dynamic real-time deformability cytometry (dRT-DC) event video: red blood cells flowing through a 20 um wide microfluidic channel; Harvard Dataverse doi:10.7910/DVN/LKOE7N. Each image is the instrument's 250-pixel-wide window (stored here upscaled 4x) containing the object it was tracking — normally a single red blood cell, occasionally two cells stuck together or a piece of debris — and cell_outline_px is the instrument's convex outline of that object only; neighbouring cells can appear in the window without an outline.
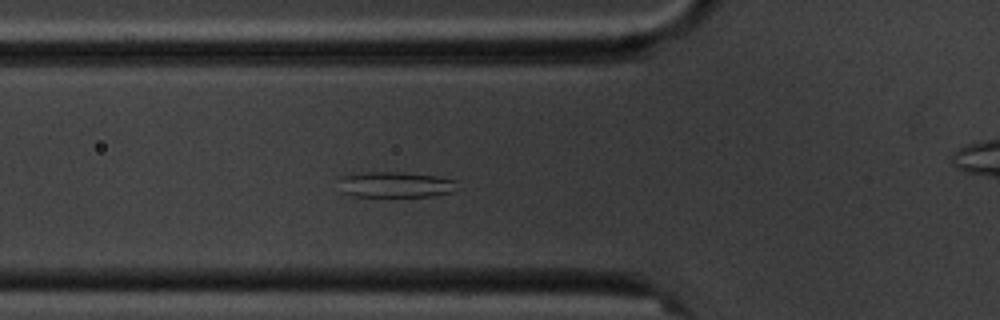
{"species": "common noctule bat (a hibernating species)", "species_latin": "Nyctalus noctula", "temperature_condition": "cold", "stored_images_in_passage": 6, "camera_frame_rate_fps": 3000, "um_per_image_px": 0.085, "animal": {"sex": "male", "body_mass_g": 20.1, "forearm_length_mm": 53.5}, "frame": {"image": 1, "passage_image": 5, "time_ms": 4.667, "image_size_px": [1000, 320], "cell_outline_px": [[460, 188], [456, 192], [432, 196], [356, 196], [344, 192], [340, 180], [340, 176], [348, 172], [400, 172], [436, 176], [460, 180]], "centroid_in_image_um": [33.73, 15.67], "position_along_channel_um": 92.1, "area_um2": 18.15}}